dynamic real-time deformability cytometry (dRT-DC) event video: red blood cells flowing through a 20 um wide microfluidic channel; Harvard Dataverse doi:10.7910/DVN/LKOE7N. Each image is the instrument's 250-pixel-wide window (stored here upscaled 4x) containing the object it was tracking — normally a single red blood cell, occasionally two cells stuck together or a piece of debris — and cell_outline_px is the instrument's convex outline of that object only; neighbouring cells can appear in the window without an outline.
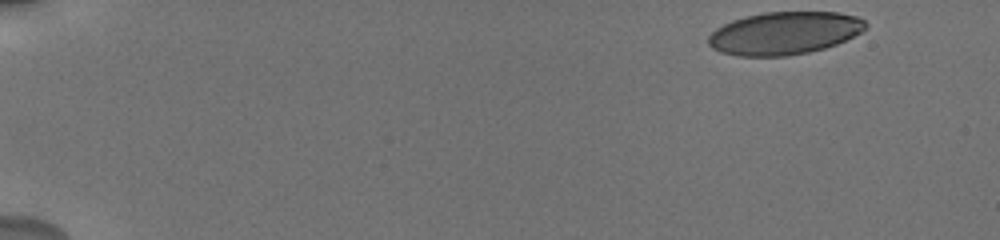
{"species": "human", "species_latin": "Homo sapiens", "temperature_condition": "cold", "stored_images_in_passage": 16, "camera_frame_rate_fps": 3000, "um_per_image_px": 0.085, "donor": {"sex": "male"}, "frame": {"image": 1, "passage_image": 1, "time_ms": 0.0, "image_size_px": [1000, 240], "cell_outline_px": [[868, 28], [836, 44], [824, 48], [808, 52], [788, 56], [740, 56], [720, 52], [712, 48], [708, 44], [708, 36], [716, 28], [732, 20], [744, 16], [764, 12], [836, 12], [856, 16], [864, 20], [868, 24]], "centroid_in_image_um": [66.65, 2.81], "position_along_channel_um": 18.3, "area_um2": 39.19}}
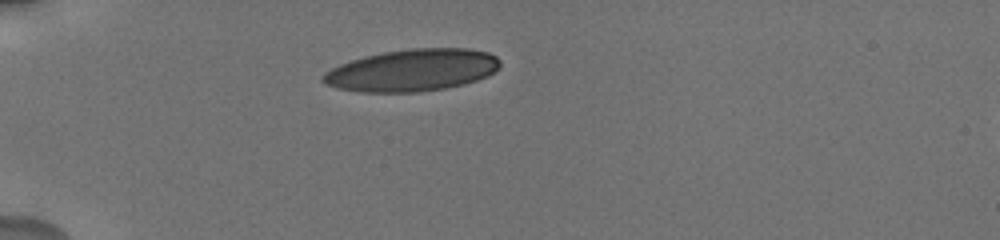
{"frame": {"image": 2, "passage_image": 12, "time_ms": 4.0, "image_size_px": [1000, 240], "cell_outline_px": [[500, 64], [488, 76], [464, 84], [444, 88], [416, 92], [360, 92], [336, 88], [324, 84], [320, 80], [320, 76], [324, 72], [340, 64], [364, 56], [384, 52], [412, 48], [468, 48], [488, 52], [496, 56], [500, 60]], "centroid_in_image_um": [35.0, 5.97], "position_along_channel_um": 50.0, "area_um2": 43.47}}
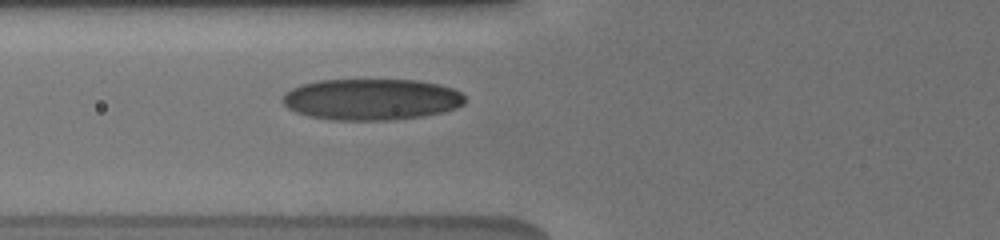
{"frame": {"image": 3, "passage_image": 16, "time_ms": 6.0, "image_size_px": [1000, 240], "cell_outline_px": [[464, 104], [456, 108], [424, 116], [388, 120], [332, 120], [308, 116], [296, 112], [288, 108], [280, 100], [284, 92], [300, 84], [316, 80], [416, 80], [440, 84], [452, 88], [460, 92], [464, 96]], "centroid_in_image_um": [31.52, 8.44], "position_along_channel_um": 94.3, "area_um2": 44.16}}